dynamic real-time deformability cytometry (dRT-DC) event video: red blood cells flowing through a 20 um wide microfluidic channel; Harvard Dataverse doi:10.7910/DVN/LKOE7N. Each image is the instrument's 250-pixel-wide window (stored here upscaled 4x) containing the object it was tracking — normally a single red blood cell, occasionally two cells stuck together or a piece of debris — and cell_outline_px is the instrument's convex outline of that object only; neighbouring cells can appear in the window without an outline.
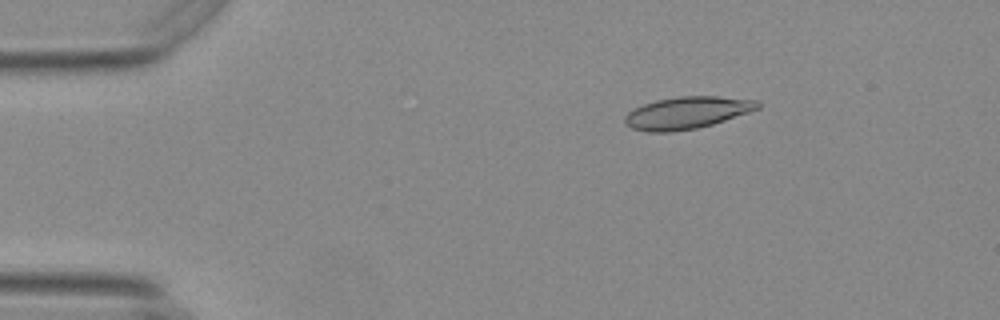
{"species": "Egyptian fruit bat (a non-hibernating species)", "species_latin": "Rousettus aegyptiacus", "temperature_condition": "warm", "stored_images_in_passage": 55, "camera_frame_rate_fps": 3000, "um_per_image_px": 0.085, "animal": {"sex": "female"}, "frame": {"image": 1, "passage_image": 9, "time_ms": 2.667, "image_size_px": [1000, 320], "cell_outline_px": [[760, 108], [712, 124], [696, 128], [668, 132], [644, 132], [632, 128], [624, 124], [624, 116], [628, 112], [644, 104], [656, 100], [680, 96], [716, 96], [756, 100], [760, 104]], "centroid_in_image_um": [58.35, 9.59], "position_along_channel_um": 26.7, "area_um2": 24.68}}
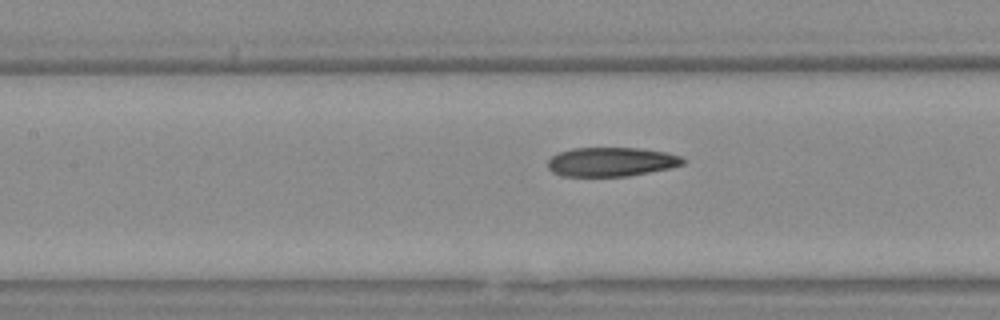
{"frame": {"image": 2, "passage_image": 25, "time_ms": 8.0, "image_size_px": [1000, 320], "cell_outline_px": [[688, 160], [684, 164], [668, 168], [628, 176], [564, 176], [552, 172], [548, 168], [548, 160], [552, 156], [560, 152], [572, 148], [640, 148], [668, 152], [684, 156]], "centroid_in_image_um": [52.01, 13.75], "position_along_channel_um": 155.4, "area_um2": 23.06}}
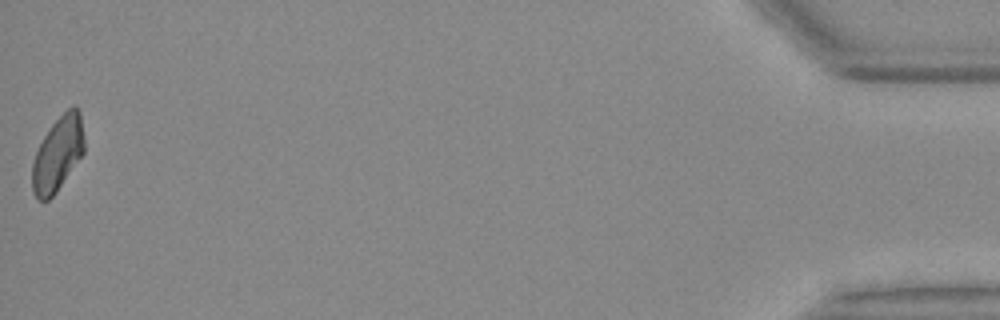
{"frame": {"image": 3, "passage_image": 55, "time_ms": 18.0, "image_size_px": [1000, 320], "cell_outline_px": [[84, 152], [56, 192], [48, 200], [36, 200], [32, 192], [32, 164], [36, 152], [48, 128], [72, 104], [76, 104], [80, 112], [84, 136]], "centroid_in_image_um": [4.91, 13.07], "position_along_channel_um": 430.3, "area_um2": 22.6}, "authors_computed_cell_mechanics": {"area_um2": 23.8714, "velocity_mm_per_s": 3.7145, "shape_relaxation_time_tau1_ms": null, "shape_relaxation_time_tau2_ms": 4.6201, "deformation_change_tau1": null, "deformation_change_tau2": 0.1167}}